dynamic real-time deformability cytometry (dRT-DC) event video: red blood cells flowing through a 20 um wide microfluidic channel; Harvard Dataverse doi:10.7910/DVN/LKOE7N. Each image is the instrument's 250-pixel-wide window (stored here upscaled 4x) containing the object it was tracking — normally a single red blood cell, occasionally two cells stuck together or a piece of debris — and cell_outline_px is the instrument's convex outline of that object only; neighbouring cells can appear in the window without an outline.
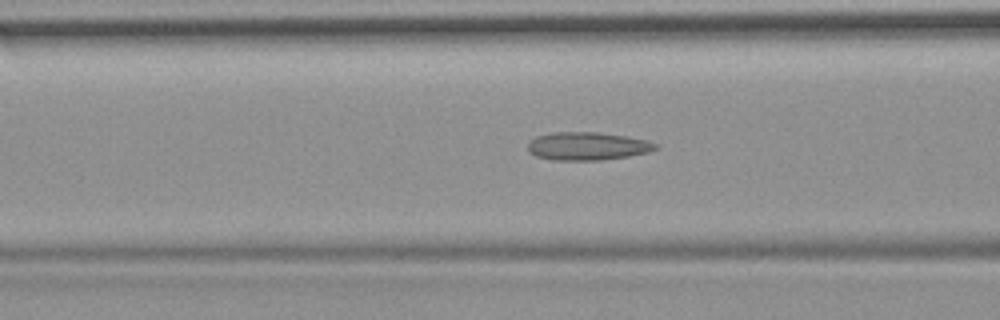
{"species": "common noctule bat (a hibernating species)", "species_latin": "Nyctalus noctula", "temperature_condition": "room temperature", "stored_images_in_passage": 38, "camera_frame_rate_fps": 3000, "um_per_image_px": 0.085, "animal": {"sex": "female", "body_mass_g": 19.9}, "frame": {"image": 1, "passage_image": 12, "time_ms": 3.667, "image_size_px": [1000, 320], "cell_outline_px": [[660, 148], [648, 152], [628, 156], [600, 160], [552, 160], [536, 156], [528, 152], [528, 140], [536, 136], [552, 132], [596, 132], [628, 136], [660, 144]], "centroid_in_image_um": [49.92, 12.42], "position_along_channel_um": 116.7, "area_um2": 21.1}}
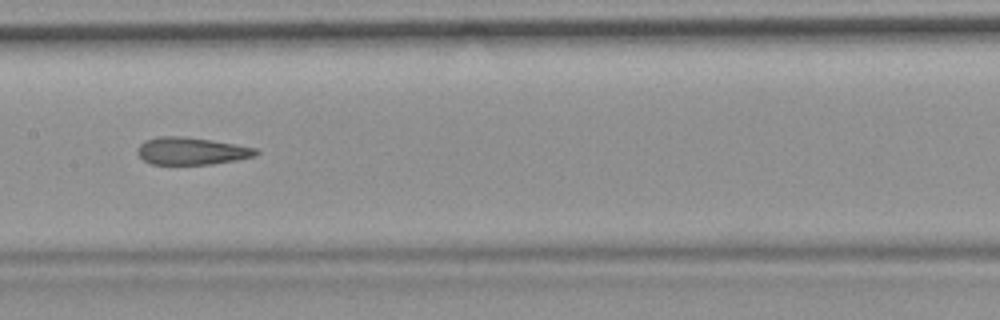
{"frame": {"image": 2, "passage_image": 18, "time_ms": 5.667, "image_size_px": [1000, 320], "cell_outline_px": [[260, 152], [256, 156], [236, 160], [212, 164], [152, 164], [144, 160], [136, 152], [136, 148], [144, 140], [156, 136], [176, 136], [212, 140], [256, 148]], "centroid_in_image_um": [16.26, 12.83], "position_along_channel_um": 191.1, "area_um2": 18.9}}
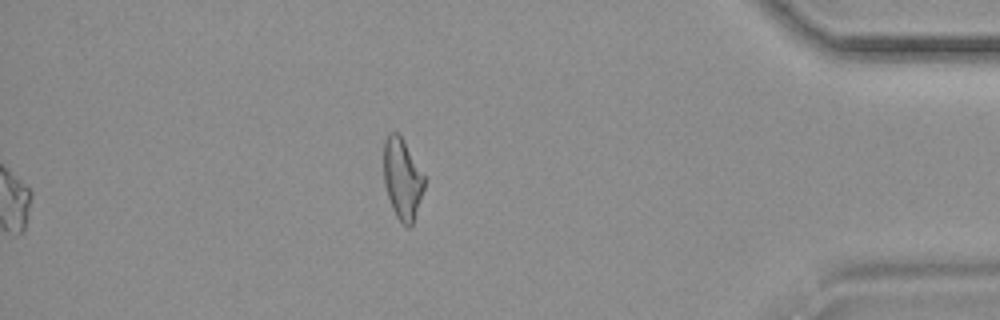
{"frame": {"image": 3, "passage_image": 38, "time_ms": 12.333, "image_size_px": [1000, 320], "cell_outline_px": [[424, 188], [412, 224], [408, 228], [396, 216], [392, 208], [384, 184], [384, 144], [388, 136], [392, 132], [396, 132], [400, 136], [424, 176]], "centroid_in_image_um": [34.18, 15.24], "position_along_channel_um": 401.0, "area_um2": 18.44}, "authors_computed_cell_mechanics": {"area_um2": 19.7098, "velocity_mm_per_s": 3.7275, "shape_relaxation_time_tau1_ms": null, "shape_relaxation_time_tau2_ms": 2.4007, "deformation_change_tau1": null, "deformation_change_tau2": 0.1195}}